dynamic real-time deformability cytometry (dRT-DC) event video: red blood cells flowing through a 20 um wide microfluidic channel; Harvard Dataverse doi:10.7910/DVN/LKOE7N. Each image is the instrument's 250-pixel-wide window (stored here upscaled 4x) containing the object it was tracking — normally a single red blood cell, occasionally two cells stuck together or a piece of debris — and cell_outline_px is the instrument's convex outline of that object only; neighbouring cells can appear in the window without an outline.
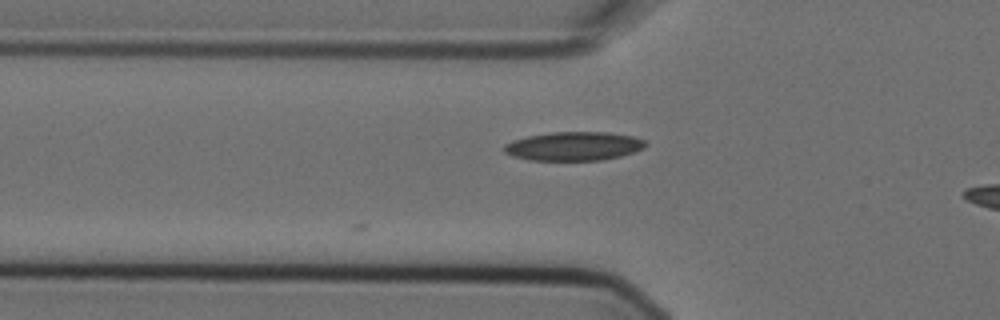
{"species": "Egyptian fruit bat (a non-hibernating species)", "species_latin": "Rousettus aegyptiacus", "temperature_condition": "cold", "stored_images_in_passage": 4, "camera_frame_rate_fps": 3000, "um_per_image_px": 0.085, "animal": {"sex": "female"}, "frame": {"image": 1, "passage_image": 3, "time_ms": 0.667, "image_size_px": [1000, 320], "cell_outline_px": [[648, 144], [644, 148], [620, 156], [600, 160], [528, 160], [512, 156], [504, 152], [500, 148], [504, 144], [512, 140], [528, 136], [552, 132], [608, 132], [632, 136], [644, 140]], "centroid_in_image_um": [48.72, 12.42], "position_along_channel_um": 77.1, "area_um2": 23.81}}